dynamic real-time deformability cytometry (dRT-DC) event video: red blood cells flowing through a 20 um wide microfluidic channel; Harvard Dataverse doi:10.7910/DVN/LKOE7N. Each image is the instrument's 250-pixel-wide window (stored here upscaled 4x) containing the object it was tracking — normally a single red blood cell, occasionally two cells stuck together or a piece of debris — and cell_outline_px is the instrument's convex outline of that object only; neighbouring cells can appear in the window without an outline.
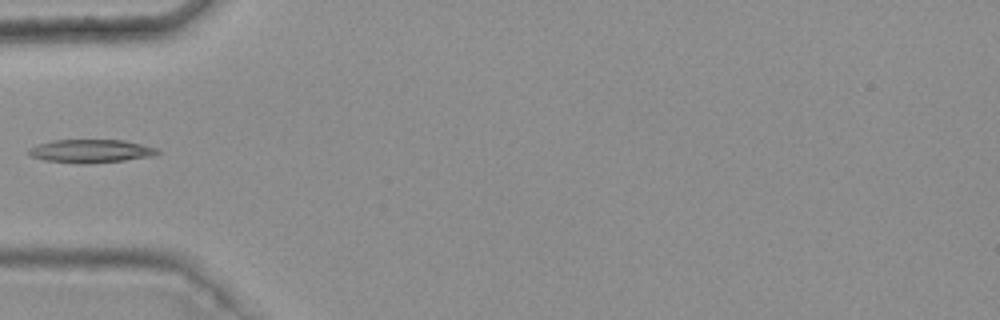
{"species": "common noctule bat (a hibernating species)", "species_latin": "Nyctalus noctula", "temperature_condition": "warm", "stored_images_in_passage": 1, "camera_frame_rate_fps": 3000, "um_per_image_px": 0.085, "animal": {"sex": "female", "body_mass_g": 25.1}, "frame": {"image": 1, "passage_image": 1, "time_ms": 0.0, "image_size_px": [1000, 320], "cell_outline_px": [[160, 152], [152, 156], [124, 160], [92, 164], [80, 164], [44, 160], [28, 156], [28, 148], [36, 144], [52, 140], [124, 140], [156, 148]], "centroid_in_image_um": [7.64, 12.85], "position_along_channel_um": 77.4, "area_um2": 17.63}}